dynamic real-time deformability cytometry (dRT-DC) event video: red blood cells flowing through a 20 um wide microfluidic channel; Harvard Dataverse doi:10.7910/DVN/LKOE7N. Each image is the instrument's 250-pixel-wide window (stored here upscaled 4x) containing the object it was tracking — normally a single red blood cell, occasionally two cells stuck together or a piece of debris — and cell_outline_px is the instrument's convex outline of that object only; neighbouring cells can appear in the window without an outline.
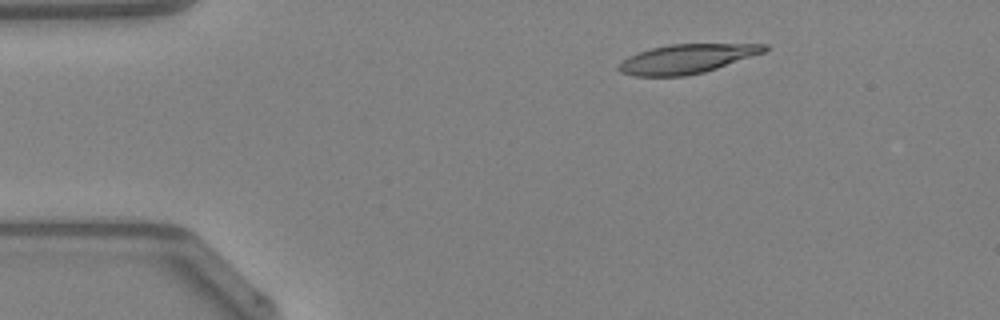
{"species": "Egyptian fruit bat (a non-hibernating species)", "species_latin": "Rousettus aegyptiacus", "temperature_condition": "warm", "stored_images_in_passage": 42, "camera_frame_rate_fps": 3000, "um_per_image_px": 0.085, "animal": {"sex": "female"}, "frame": {"image": 1, "passage_image": 2, "time_ms": 0.333, "image_size_px": [1000, 320], "cell_outline_px": [[768, 48], [764, 52], [704, 72], [684, 76], [636, 76], [620, 72], [616, 68], [628, 56], [652, 48], [668, 44], [768, 44]], "centroid_in_image_um": [58.35, 5.0], "position_along_channel_um": 26.6, "area_um2": 24.45}}
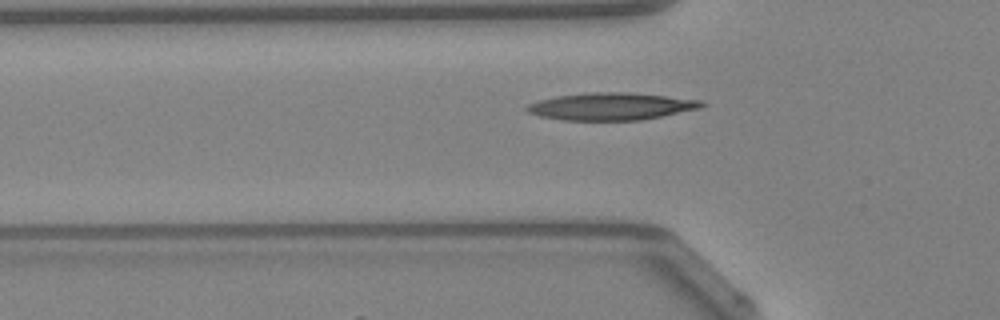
{"frame": {"image": 2, "passage_image": 10, "time_ms": 3.0, "image_size_px": [1000, 320], "cell_outline_px": [[704, 104], [700, 108], [640, 120], [564, 120], [540, 116], [528, 112], [524, 108], [528, 104], [540, 100], [556, 96], [592, 92], [628, 92], [668, 96], [704, 100]], "centroid_in_image_um": [51.94, 9.03], "position_along_channel_um": 73.9, "area_um2": 27.63}}
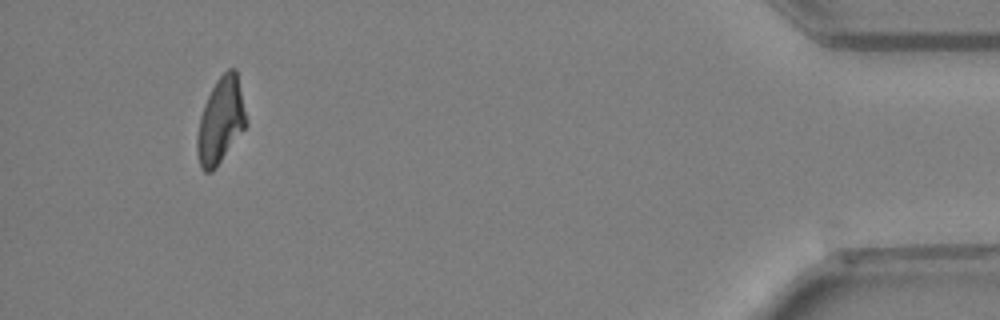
{"frame": {"image": 3, "passage_image": 39, "time_ms": 12.667, "image_size_px": [1000, 320], "cell_outline_px": [[248, 124], [216, 168], [212, 172], [204, 172], [200, 168], [196, 148], [196, 136], [200, 116], [204, 104], [216, 80], [228, 68], [236, 68], [248, 120]], "centroid_in_image_um": [18.76, 10.27], "position_along_channel_um": 416.4, "area_um2": 24.8}, "authors_computed_cell_mechanics": {"area_um2": 25.3164, "velocity_mm_per_s": 4.2677, "shape_relaxation_time_tau1_ms": null, "shape_relaxation_time_tau2_ms": 5.6251, "deformation_change_tau1": null, "deformation_change_tau2": 0.1701}}